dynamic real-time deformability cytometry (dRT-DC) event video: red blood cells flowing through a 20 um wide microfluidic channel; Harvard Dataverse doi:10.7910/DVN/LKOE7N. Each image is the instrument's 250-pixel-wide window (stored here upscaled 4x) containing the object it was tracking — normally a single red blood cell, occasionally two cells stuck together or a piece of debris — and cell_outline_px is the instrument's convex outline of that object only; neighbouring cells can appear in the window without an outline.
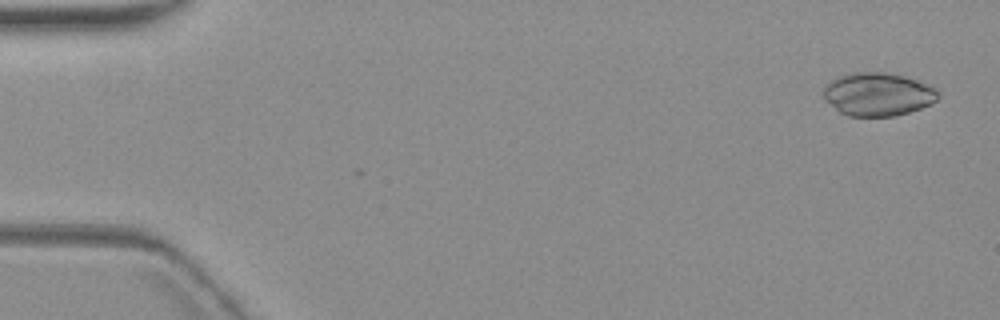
{"species": "common noctule bat (a hibernating species)", "species_latin": "Nyctalus noctula", "temperature_condition": "warm", "stored_images_in_passage": 5, "camera_frame_rate_fps": 3000, "um_per_image_px": 0.085, "animal": {"sex": "female", "body_mass_g": 19.3, "forearm_length_mm": 54.1}, "frame": {"image": 1, "passage_image": 1, "time_ms": 0.0, "image_size_px": [1000, 320], "cell_outline_px": [[940, 96], [936, 100], [920, 108], [896, 116], [848, 116], [840, 112], [824, 100], [824, 88], [832, 80], [840, 76], [852, 72], [888, 72], [904, 76], [916, 80], [936, 88]], "centroid_in_image_um": [74.62, 8.01], "position_along_channel_um": 10.4, "area_um2": 28.73}}